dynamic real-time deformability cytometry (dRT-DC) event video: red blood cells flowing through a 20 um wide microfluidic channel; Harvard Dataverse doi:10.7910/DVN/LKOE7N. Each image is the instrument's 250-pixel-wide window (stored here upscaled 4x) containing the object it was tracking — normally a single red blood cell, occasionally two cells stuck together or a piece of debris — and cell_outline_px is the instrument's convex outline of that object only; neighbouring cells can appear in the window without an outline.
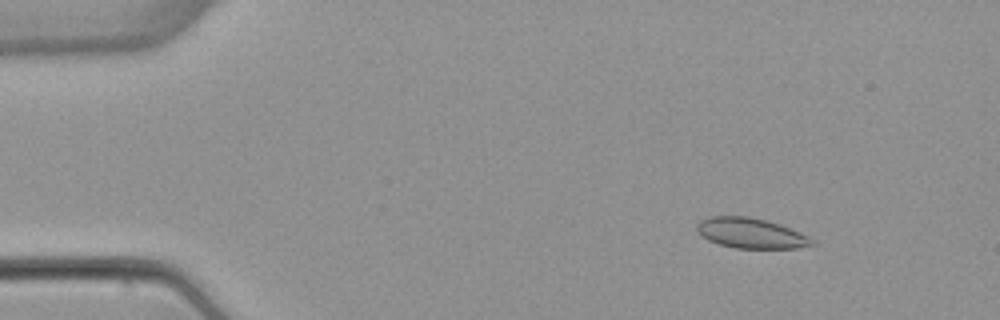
{"species": "common noctule bat (a hibernating species)", "species_latin": "Nyctalus noctula", "temperature_condition": "warm", "stored_images_in_passage": 14, "camera_frame_rate_fps": 3000, "um_per_image_px": 0.085, "animal": {"sex": "female", "body_mass_g": 22.7, "forearm_length_mm": 54.2}, "frame": {"image": 1, "passage_image": 7, "time_ms": 2.0, "image_size_px": [1000, 320], "cell_outline_px": [[816, 244], [796, 248], [736, 248], [720, 244], [708, 240], [696, 228], [696, 224], [700, 220], [708, 216], [748, 216], [780, 224], [808, 236], [816, 240]], "centroid_in_image_um": [63.84, 19.81], "position_along_channel_um": 21.2, "area_um2": 20.17}}